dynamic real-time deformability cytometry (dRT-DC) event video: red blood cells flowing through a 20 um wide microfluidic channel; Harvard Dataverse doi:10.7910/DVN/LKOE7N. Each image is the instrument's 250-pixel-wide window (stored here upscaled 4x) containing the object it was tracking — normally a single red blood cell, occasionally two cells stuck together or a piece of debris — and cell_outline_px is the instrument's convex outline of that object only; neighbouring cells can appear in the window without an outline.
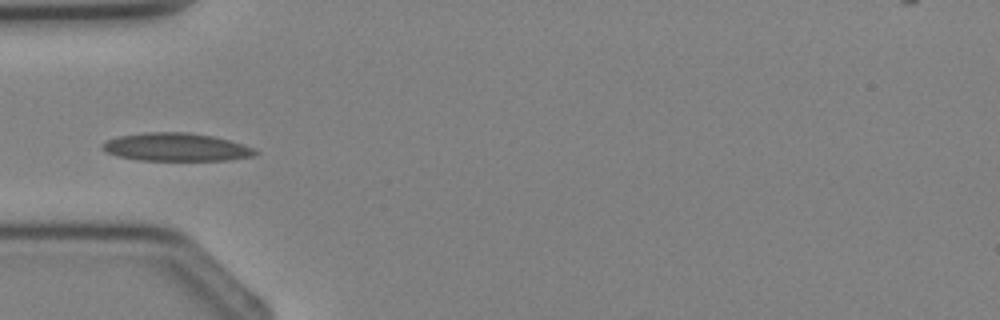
{"species": "Egyptian fruit bat (a non-hibernating species)", "species_latin": "Rousettus aegyptiacus", "temperature_condition": "cold", "stored_images_in_passage": 4, "camera_frame_rate_fps": 3000, "um_per_image_px": 0.085, "animal": {"sex": "female"}, "frame": {"image": 1, "passage_image": 4, "time_ms": 3.333, "image_size_px": [1000, 320], "cell_outline_px": [[260, 152], [256, 156], [232, 160], [140, 160], [120, 156], [108, 152], [100, 148], [108, 140], [120, 136], [144, 132], [188, 132], [212, 136], [244, 144]], "centroid_in_image_um": [15.05, 12.5], "position_along_channel_um": 70.0, "area_um2": 24.85}}